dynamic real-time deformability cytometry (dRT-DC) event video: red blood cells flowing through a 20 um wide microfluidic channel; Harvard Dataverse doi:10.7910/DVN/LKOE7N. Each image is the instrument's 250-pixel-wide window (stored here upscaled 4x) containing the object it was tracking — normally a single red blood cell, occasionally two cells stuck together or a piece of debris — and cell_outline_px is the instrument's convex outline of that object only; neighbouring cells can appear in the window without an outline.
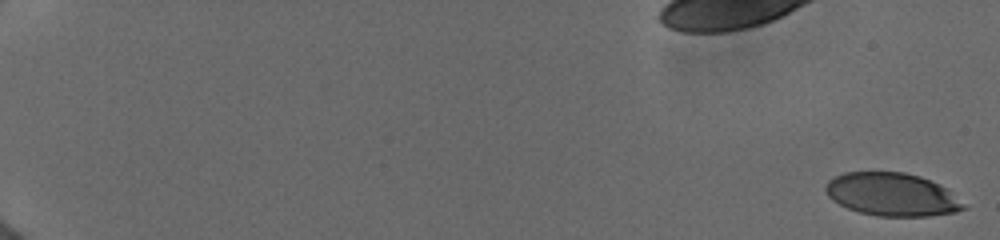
{"species": "human", "species_latin": "Homo sapiens", "temperature_condition": "cold", "stored_images_in_passage": 3, "camera_frame_rate_fps": 3000, "um_per_image_px": 0.085, "donor": {"sex": "female"}, "frame": {"image": 1, "passage_image": 1, "time_ms": 0.0, "image_size_px": [1000, 240], "cell_outline_px": [[968, 208], [956, 212], [928, 216], [876, 216], [860, 212], [848, 208], [832, 200], [828, 196], [824, 188], [828, 180], [844, 172], [904, 172], [920, 176], [940, 184], [964, 204]], "centroid_in_image_um": [75.8, 16.53], "position_along_channel_um": 9.2, "area_um2": 34.51}}